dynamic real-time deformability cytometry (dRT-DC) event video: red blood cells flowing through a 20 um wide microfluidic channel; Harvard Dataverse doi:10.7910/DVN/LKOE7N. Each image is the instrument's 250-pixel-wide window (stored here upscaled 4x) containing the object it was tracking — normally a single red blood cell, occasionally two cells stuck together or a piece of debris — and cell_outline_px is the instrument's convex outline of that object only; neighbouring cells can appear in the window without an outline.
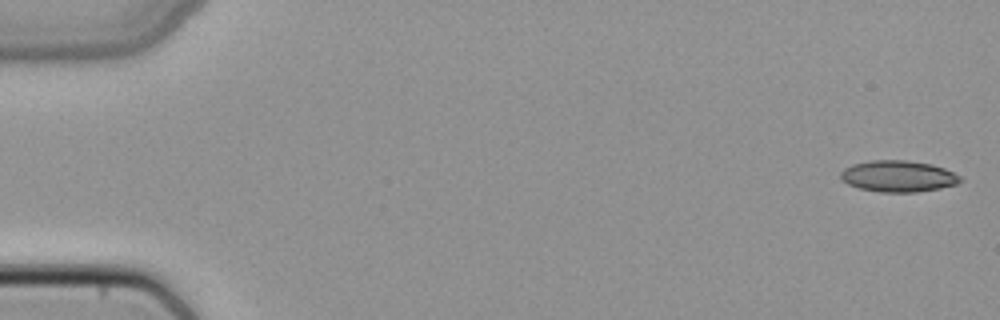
{"species": "common noctule bat (a hibernating species)", "species_latin": "Nyctalus noctula", "temperature_condition": "cold", "stored_images_in_passage": 50, "camera_frame_rate_fps": 3000, "um_per_image_px": 0.085, "animal": {"sex": "female", "body_mass_g": 22.7, "forearm_length_mm": 54.2}, "frame": {"image": 1, "passage_image": 1, "time_ms": 0.0, "image_size_px": [1000, 320], "cell_outline_px": [[964, 180], [956, 184], [940, 188], [916, 192], [880, 192], [860, 188], [848, 184], [840, 176], [840, 172], [844, 168], [852, 164], [872, 160], [908, 160], [932, 164], [944, 168], [960, 176]], "centroid_in_image_um": [76.36, 14.97], "position_along_channel_um": 8.6, "area_um2": 21.85}}
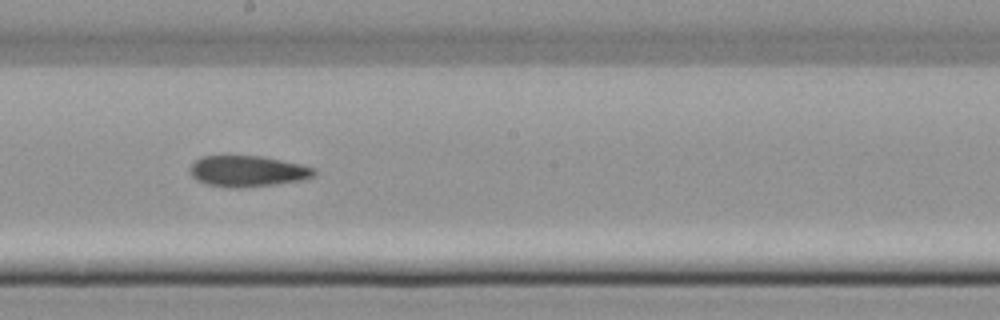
{"frame": {"image": 2, "passage_image": 28, "time_ms": 9.0, "image_size_px": [1000, 320], "cell_outline_px": [[316, 172], [312, 176], [304, 180], [276, 184], [240, 188], [236, 188], [208, 184], [196, 180], [192, 176], [188, 168], [200, 156], [264, 156], [300, 164], [316, 168]], "centroid_in_image_um": [21.05, 14.54], "position_along_channel_um": 227.1, "area_um2": 22.48}}
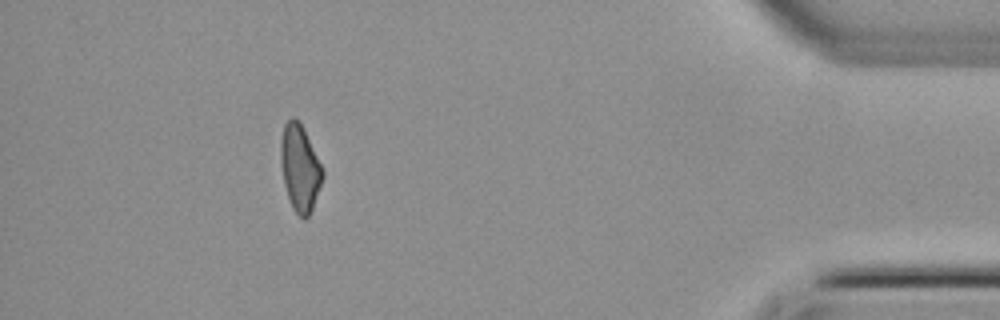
{"frame": {"image": 3, "passage_image": 45, "time_ms": 14.667, "image_size_px": [1000, 320], "cell_outline_px": [[324, 176], [312, 208], [308, 216], [304, 220], [292, 208], [284, 184], [280, 160], [280, 140], [284, 124], [292, 116], [304, 128], [324, 172]], "centroid_in_image_um": [25.48, 14.27], "position_along_channel_um": 409.7, "area_um2": 20.92}}